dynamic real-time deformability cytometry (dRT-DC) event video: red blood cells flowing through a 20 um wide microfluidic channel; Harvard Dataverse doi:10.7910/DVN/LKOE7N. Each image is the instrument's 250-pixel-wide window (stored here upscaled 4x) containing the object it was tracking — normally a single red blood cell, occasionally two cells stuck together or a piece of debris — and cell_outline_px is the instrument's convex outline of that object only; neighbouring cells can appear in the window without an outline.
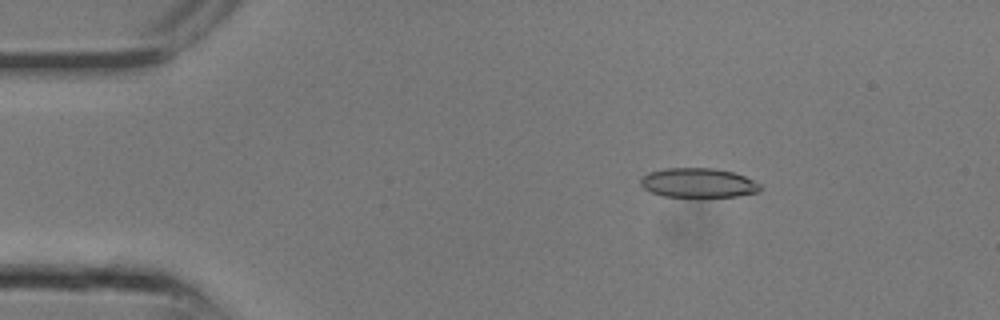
{"species": "common noctule bat (a hibernating species)", "species_latin": "Nyctalus noctula", "temperature_condition": "room temperature", "stored_images_in_passage": 9, "camera_frame_rate_fps": 3000, "um_per_image_px": 0.085, "animal": {"sex": "male", "body_mass_g": 13.3}, "frame": {"image": 1, "passage_image": 4, "time_ms": 1.0, "image_size_px": [1000, 320], "cell_outline_px": [[760, 192], [736, 196], [664, 196], [652, 192], [644, 188], [640, 184], [640, 180], [648, 172], [664, 168], [712, 168], [732, 172], [744, 176], [760, 184]], "centroid_in_image_um": [59.34, 15.53], "position_along_channel_um": 25.7, "area_um2": 20.23}}
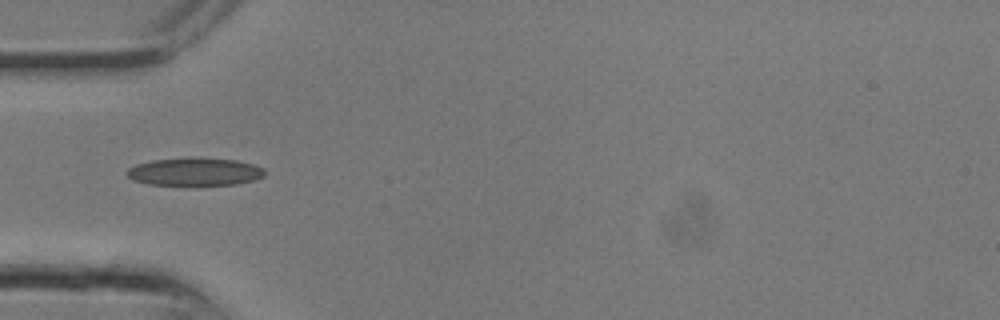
{"frame": {"image": 2, "passage_image": 8, "time_ms": 2.333, "image_size_px": [1000, 320], "cell_outline_px": [[264, 176], [256, 180], [236, 184], [148, 184], [132, 180], [124, 172], [128, 168], [136, 164], [152, 160], [192, 156], [236, 160], [252, 164], [264, 168]], "centroid_in_image_um": [16.53, 14.57], "position_along_channel_um": 68.5, "area_um2": 22.54}}